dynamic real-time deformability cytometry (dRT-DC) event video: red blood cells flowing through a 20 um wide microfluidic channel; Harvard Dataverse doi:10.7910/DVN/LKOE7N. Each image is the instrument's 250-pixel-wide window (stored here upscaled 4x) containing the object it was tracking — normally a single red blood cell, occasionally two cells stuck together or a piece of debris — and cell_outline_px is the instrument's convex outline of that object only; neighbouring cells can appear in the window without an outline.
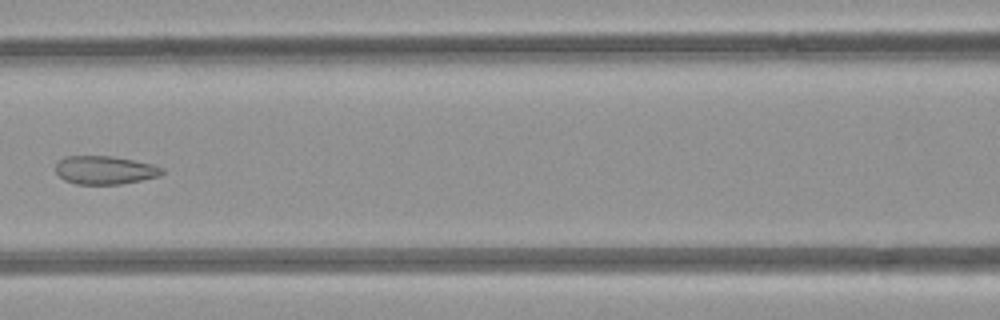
{"species": "common noctule bat (a hibernating species)", "species_latin": "Nyctalus noctula", "temperature_condition": "room temperature", "stored_images_in_passage": 7, "camera_frame_rate_fps": 3000, "um_per_image_px": 0.085, "animal": {"sex": "female", "body_mass_g": 21.9}, "frame": {"image": 1, "passage_image": 6, "time_ms": 6.667, "image_size_px": [1000, 320], "cell_outline_px": [[164, 172], [160, 176], [120, 184], [76, 184], [64, 180], [56, 172], [56, 164], [64, 156], [112, 156], [152, 164], [164, 168]], "centroid_in_image_um": [8.91, 14.46], "position_along_channel_um": 157.7, "area_um2": 17.51}}
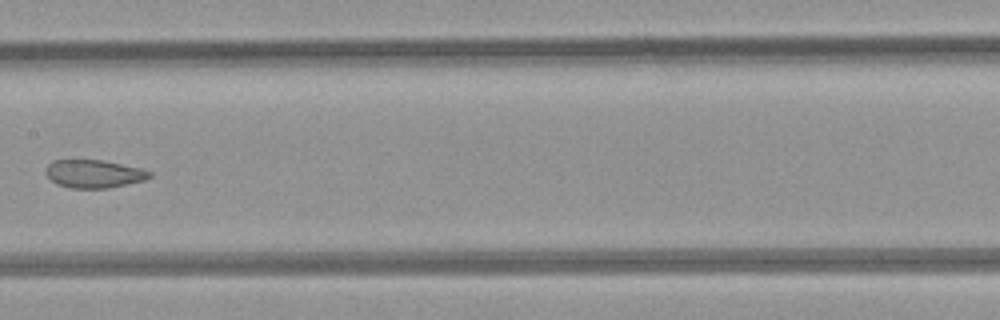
{"frame": {"image": 2, "passage_image": 7, "time_ms": 7.667, "image_size_px": [1000, 320], "cell_outline_px": [[152, 176], [144, 180], [108, 188], [72, 188], [56, 184], [48, 176], [48, 164], [52, 160], [100, 160], [140, 168], [152, 172]], "centroid_in_image_um": [8.0, 14.78], "position_along_channel_um": 199.4, "area_um2": 16.65}}